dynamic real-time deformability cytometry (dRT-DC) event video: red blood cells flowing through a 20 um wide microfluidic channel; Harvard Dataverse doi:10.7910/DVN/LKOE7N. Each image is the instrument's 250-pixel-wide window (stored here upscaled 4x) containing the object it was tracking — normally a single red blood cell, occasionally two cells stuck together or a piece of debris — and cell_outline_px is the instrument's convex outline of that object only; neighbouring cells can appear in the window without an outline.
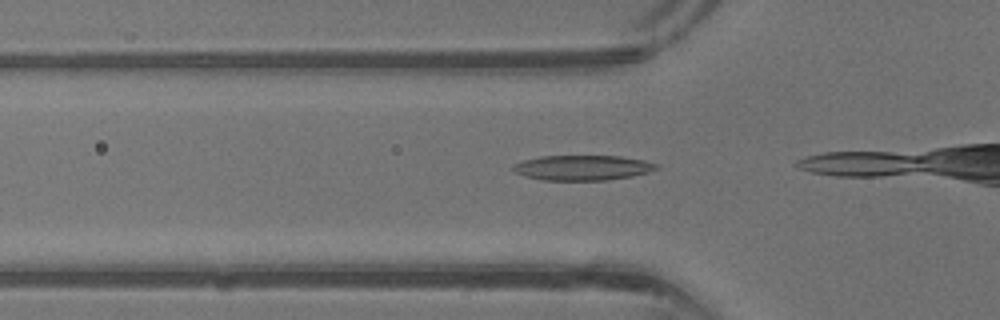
{"species": "common noctule bat (a hibernating species)", "species_latin": "Nyctalus noctula", "temperature_condition": "warm", "stored_images_in_passage": 4, "camera_frame_rate_fps": 3000, "um_per_image_px": 0.085, "animal": {"sex": "male", "body_mass_g": 13.3}, "frame": {"image": 1, "passage_image": 2, "time_ms": 0.333, "image_size_px": [1000, 320], "cell_outline_px": [[660, 168], [648, 172], [632, 176], [608, 180], [544, 180], [524, 176], [516, 172], [512, 168], [516, 164], [524, 160], [540, 156], [620, 156], [644, 160], [660, 164]], "centroid_in_image_um": [49.58, 14.25], "position_along_channel_um": 76.2, "area_um2": 20.92}}